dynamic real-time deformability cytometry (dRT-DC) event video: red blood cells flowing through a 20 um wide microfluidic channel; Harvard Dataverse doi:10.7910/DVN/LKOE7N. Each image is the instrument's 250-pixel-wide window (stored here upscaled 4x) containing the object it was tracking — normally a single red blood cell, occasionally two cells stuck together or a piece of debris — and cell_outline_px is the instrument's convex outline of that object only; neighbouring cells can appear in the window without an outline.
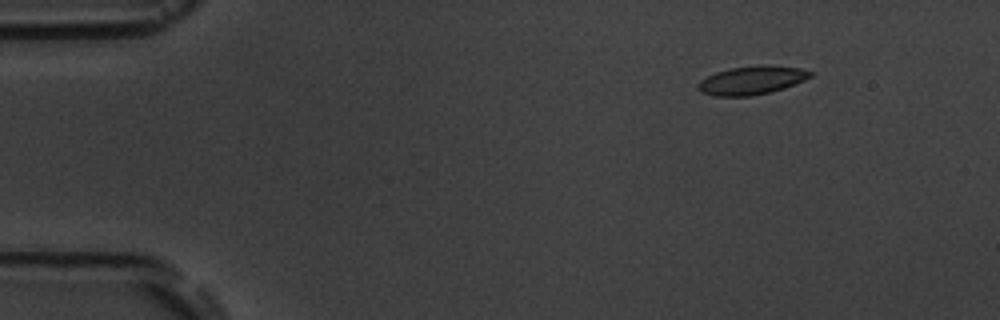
{"species": "common noctule bat (a hibernating species)", "species_latin": "Nyctalus noctula", "temperature_condition": "room temperature", "stored_images_in_passage": 5, "camera_frame_rate_fps": 3000, "um_per_image_px": 0.085, "animal": {"sex": "male", "body_mass_g": 19.5, "forearm_length_mm": 54.6}, "frame": {"image": 1, "passage_image": 2, "time_ms": 1.333, "image_size_px": [1000, 320], "cell_outline_px": [[816, 72], [812, 76], [804, 80], [784, 88], [772, 92], [752, 96], [712, 96], [700, 92], [696, 88], [696, 84], [700, 80], [716, 72], [732, 68], [756, 64], [768, 64], [800, 68]], "centroid_in_image_um": [63.9, 6.82], "position_along_channel_um": 21.1, "area_um2": 19.07}}